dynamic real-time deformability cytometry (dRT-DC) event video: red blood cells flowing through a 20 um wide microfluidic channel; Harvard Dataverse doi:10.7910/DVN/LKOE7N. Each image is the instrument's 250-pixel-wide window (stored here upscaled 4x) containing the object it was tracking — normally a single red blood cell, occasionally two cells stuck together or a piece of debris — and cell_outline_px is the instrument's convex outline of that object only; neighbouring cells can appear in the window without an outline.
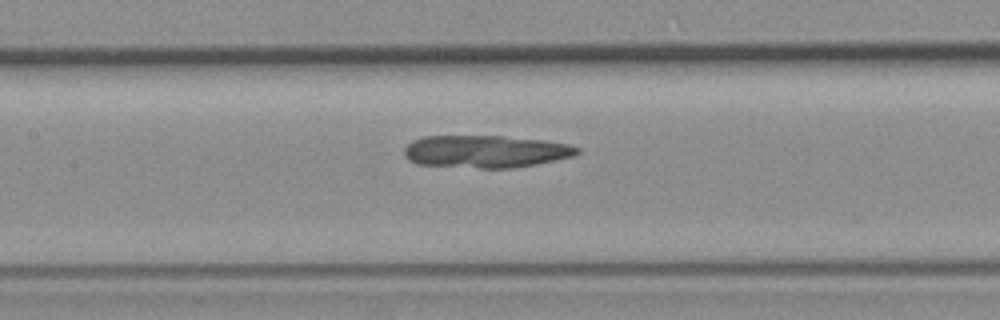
{"species": "common noctule bat (a hibernating species)", "species_latin": "Nyctalus noctula", "temperature_condition": "room temperature", "stored_images_in_passage": 41, "camera_frame_rate_fps": 3000, "um_per_image_px": 0.085, "animal": {"sex": "female", "body_mass_g": 19.3, "forearm_length_mm": 54.1}, "frame": {"image": 1, "passage_image": 19, "time_ms": 6.0, "image_size_px": [1000, 320], "cell_outline_px": [[580, 152], [572, 156], [536, 164], [512, 168], [480, 168], [416, 164], [408, 160], [404, 156], [404, 148], [412, 140], [424, 136], [504, 136], [544, 140], [568, 144], [580, 148]], "centroid_in_image_um": [41.24, 12.87], "position_along_channel_um": 166.2, "area_um2": 32.77}}
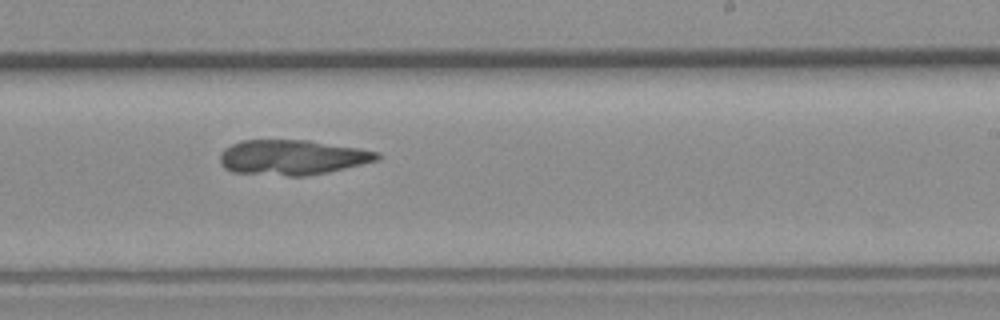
{"frame": {"image": 2, "passage_image": 27, "time_ms": 8.667, "image_size_px": [1000, 320], "cell_outline_px": [[380, 160], [328, 172], [304, 176], [288, 176], [232, 172], [224, 168], [220, 164], [220, 152], [224, 148], [240, 140], [308, 140], [360, 148], [380, 152]], "centroid_in_image_um": [24.84, 13.37], "position_along_channel_um": 264.2, "area_um2": 32.37}}
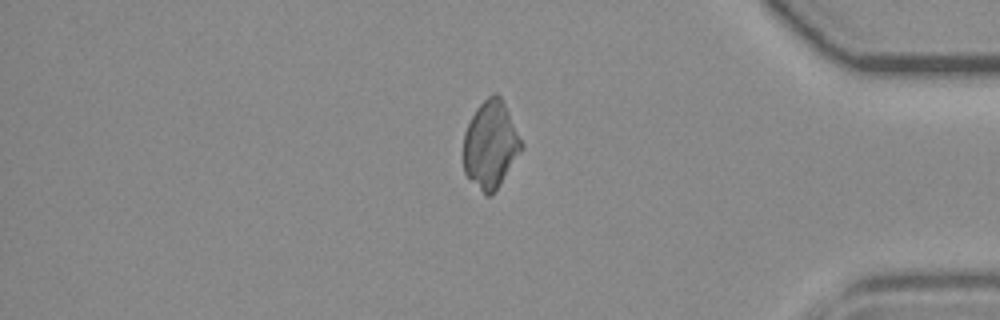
{"frame": {"image": 3, "passage_image": 40, "time_ms": 13.0, "image_size_px": [1000, 320], "cell_outline_px": [[524, 148], [492, 196], [484, 196], [464, 172], [464, 132], [476, 108], [492, 92], [496, 92], [500, 96], [524, 144]], "centroid_in_image_um": [41.7, 12.32], "position_along_channel_um": 393.5, "area_um2": 29.54}}